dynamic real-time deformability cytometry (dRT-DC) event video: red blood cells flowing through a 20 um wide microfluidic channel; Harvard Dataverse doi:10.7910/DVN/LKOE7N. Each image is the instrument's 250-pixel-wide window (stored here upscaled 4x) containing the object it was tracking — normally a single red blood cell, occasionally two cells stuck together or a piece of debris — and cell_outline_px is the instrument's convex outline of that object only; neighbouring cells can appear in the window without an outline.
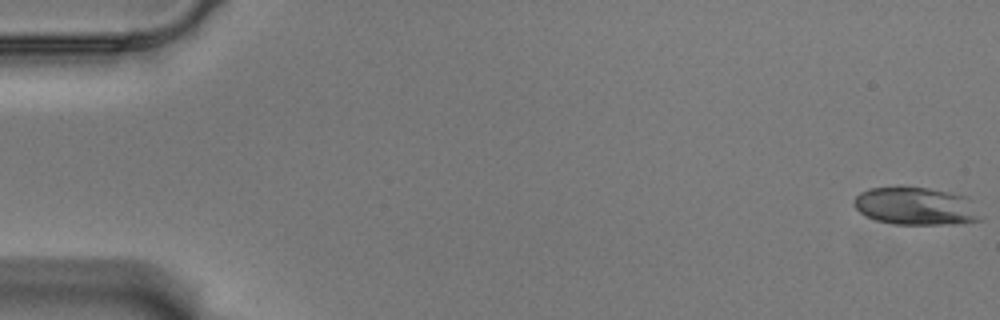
{"species": "Egyptian fruit bat (a non-hibernating species)", "species_latin": "Rousettus aegyptiacus", "temperature_condition": "warm", "stored_images_in_passage": 29, "camera_frame_rate_fps": 3000, "um_per_image_px": 0.085, "animal": {"sex": "male"}, "frame": {"image": 1, "passage_image": 1, "time_ms": 0.0, "image_size_px": [1000, 320], "cell_outline_px": [[980, 220], [952, 224], [892, 224], [876, 220], [864, 216], [852, 204], [852, 200], [860, 192], [868, 188], [900, 184], [928, 188], [964, 196], [980, 216]], "centroid_in_image_um": [77.69, 17.49], "position_along_channel_um": 7.3, "area_um2": 28.09}}
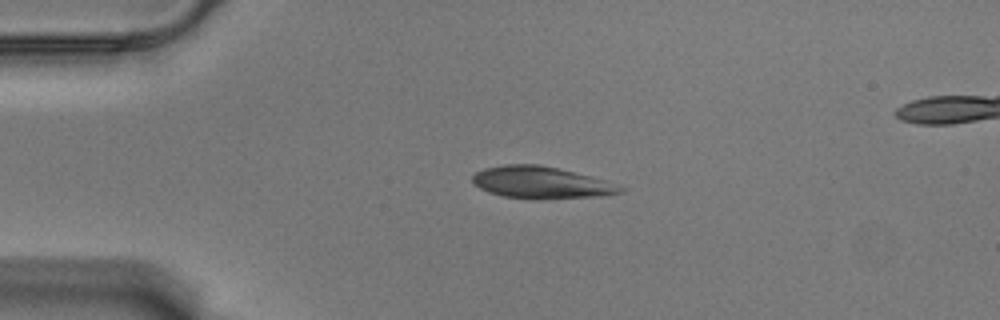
{"frame": {"image": 2, "passage_image": 14, "time_ms": 4.333, "image_size_px": [1000, 320], "cell_outline_px": [[628, 188], [624, 192], [604, 196], [536, 200], [532, 200], [504, 196], [488, 192], [472, 184], [472, 176], [476, 172], [484, 168], [504, 164], [540, 164], [592, 176]], "centroid_in_image_um": [46.02, 15.53], "position_along_channel_um": 39.0, "area_um2": 28.09}}
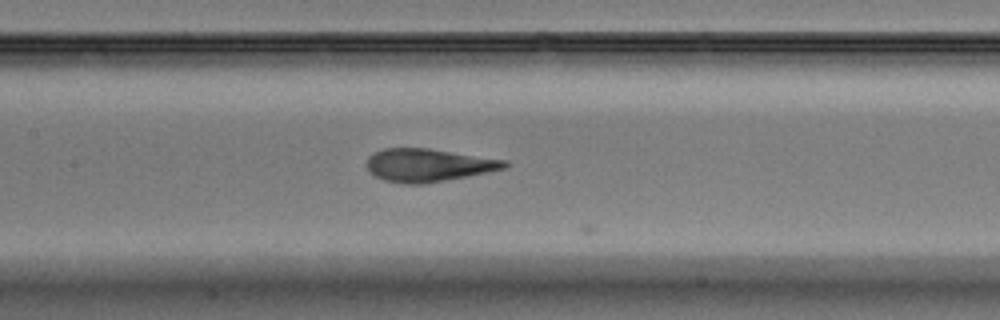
{"frame": {"image": 3, "passage_image": 28, "time_ms": 9.0, "image_size_px": [1000, 320], "cell_outline_px": [[508, 168], [468, 176], [424, 184], [404, 184], [384, 180], [376, 176], [368, 168], [368, 156], [384, 148], [428, 148], [508, 160]], "centroid_in_image_um": [36.45, 14.04], "position_along_channel_um": 170.9, "area_um2": 26.41}}